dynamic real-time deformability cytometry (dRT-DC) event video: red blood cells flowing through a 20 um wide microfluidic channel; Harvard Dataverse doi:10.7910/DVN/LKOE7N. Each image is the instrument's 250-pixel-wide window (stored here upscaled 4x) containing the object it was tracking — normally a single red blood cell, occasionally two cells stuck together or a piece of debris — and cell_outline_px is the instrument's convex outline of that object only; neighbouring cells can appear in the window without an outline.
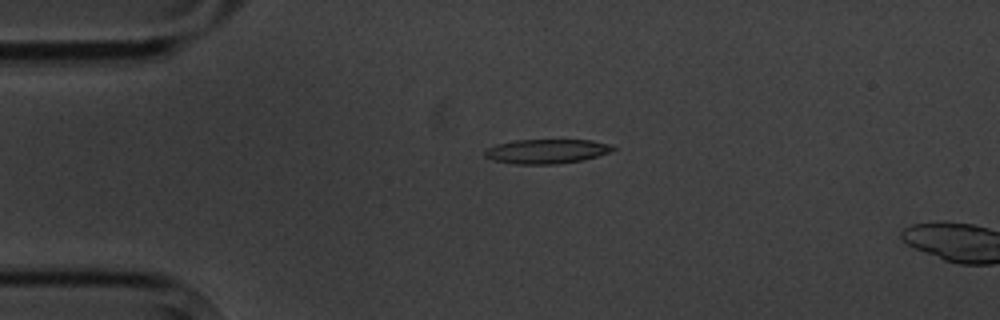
{"species": "common noctule bat (a hibernating species)", "species_latin": "Nyctalus noctula", "temperature_condition": "cold", "stored_images_in_passage": 5, "camera_frame_rate_fps": 3000, "um_per_image_px": 0.085, "animal": {"sex": "male", "body_mass_g": 20.1, "forearm_length_mm": 53.5}, "frame": {"image": 1, "passage_image": 4, "time_ms": 3.667, "image_size_px": [1000, 320], "cell_outline_px": [[616, 148], [612, 152], [580, 160], [556, 164], [512, 164], [492, 160], [484, 156], [484, 152], [488, 148], [496, 144], [516, 140], [592, 140], [608, 144]], "centroid_in_image_um": [46.43, 12.86], "position_along_channel_um": 38.6, "area_um2": 18.15}}